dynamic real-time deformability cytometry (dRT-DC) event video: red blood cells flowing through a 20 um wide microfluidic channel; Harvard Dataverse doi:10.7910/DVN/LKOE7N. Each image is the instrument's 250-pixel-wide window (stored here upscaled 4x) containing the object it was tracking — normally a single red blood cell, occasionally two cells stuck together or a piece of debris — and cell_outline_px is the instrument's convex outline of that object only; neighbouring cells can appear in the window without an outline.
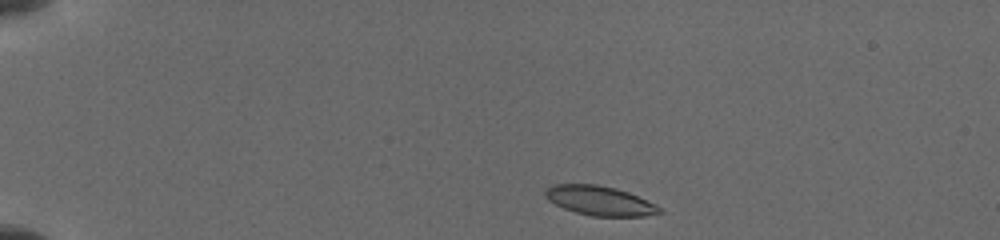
{"species": "common noctule bat (a hibernating species)", "species_latin": "Nyctalus noctula", "temperature_condition": "cold", "stored_images_in_passage": 73, "camera_frame_rate_fps": 3000, "um_per_image_px": 0.085, "animal": {"sex": "female", "body_mass_g": 19.5, "forearm_length_mm": 54.1}, "frame": {"image": 1, "passage_image": 1, "time_ms": 0.0, "image_size_px": [1000, 240], "cell_outline_px": [[664, 212], [644, 216], [592, 216], [576, 212], [564, 208], [548, 200], [544, 196], [544, 192], [552, 184], [596, 184], [616, 188], [628, 192], [656, 204]], "centroid_in_image_um": [50.98, 17.05], "position_along_channel_um": 34.0, "area_um2": 19.54}}
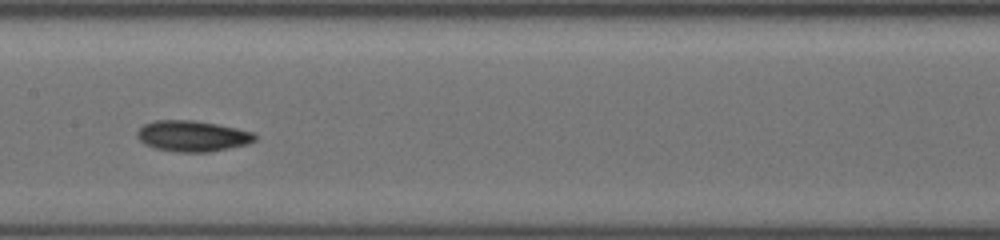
{"frame": {"image": 2, "passage_image": 33, "time_ms": 6.0, "image_size_px": [1000, 240], "cell_outline_px": [[256, 140], [248, 144], [208, 152], [176, 152], [156, 148], [144, 144], [136, 136], [136, 132], [144, 124], [152, 120], [196, 120], [256, 132]], "centroid_in_image_um": [16.36, 11.56], "position_along_channel_um": 191.0, "area_um2": 21.33}}
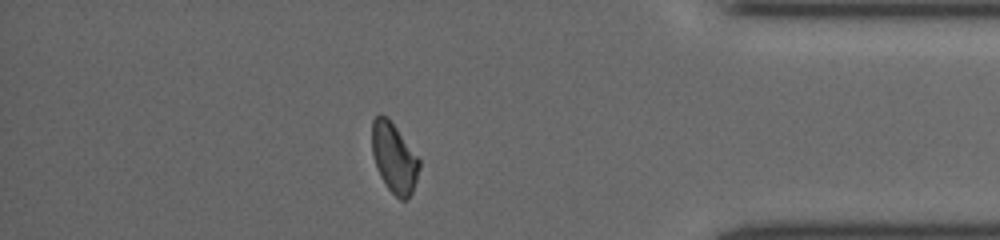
{"frame": {"image": 3, "passage_image": 61, "time_ms": 12.0, "image_size_px": [1000, 240], "cell_outline_px": [[420, 168], [412, 192], [404, 200], [400, 200], [388, 188], [380, 176], [372, 152], [372, 120], [380, 112], [388, 116], [420, 160]], "centroid_in_image_um": [33.49, 13.37], "position_along_channel_um": 401.7, "area_um2": 19.13}}